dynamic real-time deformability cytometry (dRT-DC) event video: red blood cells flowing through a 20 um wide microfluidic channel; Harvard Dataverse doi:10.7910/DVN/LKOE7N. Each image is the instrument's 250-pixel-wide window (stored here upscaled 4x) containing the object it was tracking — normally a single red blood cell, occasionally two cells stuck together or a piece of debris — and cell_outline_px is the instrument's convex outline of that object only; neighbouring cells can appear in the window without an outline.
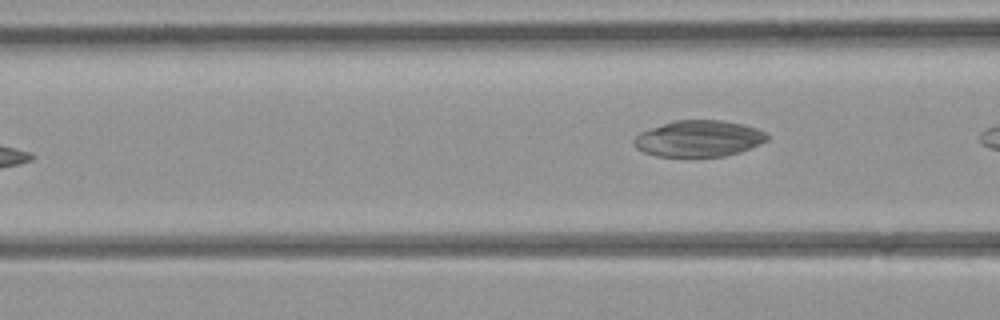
{"species": "common noctule bat (a hibernating species)", "species_latin": "Nyctalus noctula", "temperature_condition": "room temperature", "stored_images_in_passage": 6, "camera_frame_rate_fps": 3000, "um_per_image_px": 0.085, "animal": {"sex": "female", "body_mass_g": 21.9}, "frame": {"image": 1, "passage_image": 5, "time_ms": 5.667, "image_size_px": [1000, 320], "cell_outline_px": [[768, 140], [760, 144], [740, 152], [724, 156], [656, 156], [644, 152], [636, 148], [632, 140], [640, 132], [672, 120], [724, 120], [744, 124], [756, 128], [764, 132], [768, 136]], "centroid_in_image_um": [59.39, 11.77], "position_along_channel_um": 107.2, "area_um2": 28.21}}